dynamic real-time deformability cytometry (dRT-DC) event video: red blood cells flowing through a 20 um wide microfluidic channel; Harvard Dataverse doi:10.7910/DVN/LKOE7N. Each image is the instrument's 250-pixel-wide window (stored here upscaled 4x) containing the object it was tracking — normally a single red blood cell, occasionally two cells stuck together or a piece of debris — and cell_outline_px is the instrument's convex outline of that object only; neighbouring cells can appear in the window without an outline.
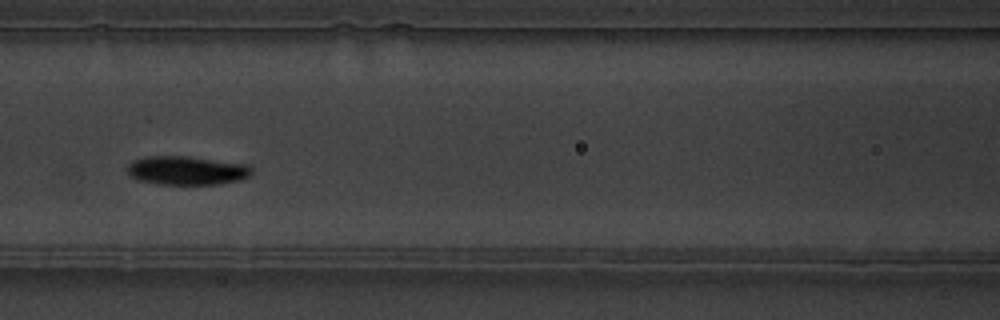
{"species": "common noctule bat (a hibernating species)", "species_latin": "Nyctalus noctula", "temperature_condition": "warm", "stored_images_in_passage": 6, "camera_frame_rate_fps": 3000, "um_per_image_px": 0.085, "animal": {"sex": "male", "body_mass_g": 19.5, "forearm_length_mm": 54.6}, "frame": {"image": 1, "passage_image": 4, "time_ms": 1.0, "image_size_px": [1000, 320], "cell_outline_px": [[252, 172], [248, 176], [240, 180], [220, 184], [156, 184], [136, 180], [128, 176], [128, 164], [132, 160], [148, 156], [188, 156], [248, 164], [252, 168]], "centroid_in_image_um": [15.85, 14.49], "position_along_channel_um": 150.8, "area_um2": 21.1}}